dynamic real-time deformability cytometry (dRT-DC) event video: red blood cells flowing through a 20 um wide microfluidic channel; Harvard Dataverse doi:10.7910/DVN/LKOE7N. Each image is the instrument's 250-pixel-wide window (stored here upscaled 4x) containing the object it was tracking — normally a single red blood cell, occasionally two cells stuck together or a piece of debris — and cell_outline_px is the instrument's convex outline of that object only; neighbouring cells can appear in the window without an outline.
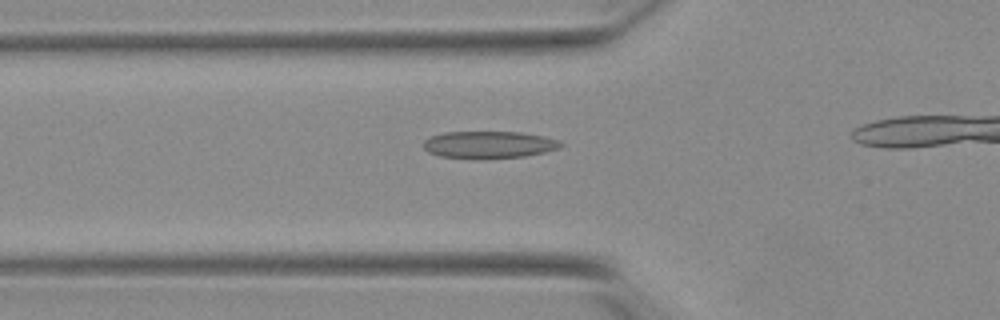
{"species": "Egyptian fruit bat (a non-hibernating species)", "species_latin": "Rousettus aegyptiacus", "temperature_condition": "warm", "stored_images_in_passage": 15, "camera_frame_rate_fps": 3000, "um_per_image_px": 0.085, "animal": {"sex": "female"}, "frame": {"image": 1, "passage_image": 7, "time_ms": 2.0, "image_size_px": [1000, 320], "cell_outline_px": [[564, 144], [560, 148], [544, 152], [524, 156], [440, 156], [428, 152], [424, 148], [424, 140], [432, 136], [444, 132], [520, 132], [544, 136], [560, 140]], "centroid_in_image_um": [41.61, 12.25], "position_along_channel_um": 84.2, "area_um2": 20.81}}
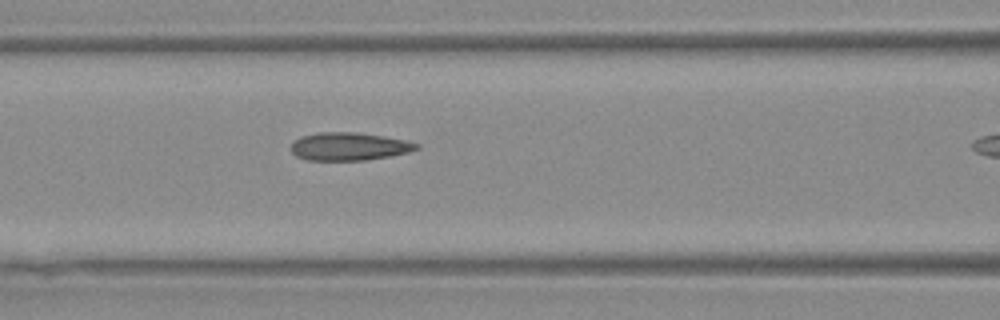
{"frame": {"image": 2, "passage_image": 11, "time_ms": 3.333, "image_size_px": [1000, 320], "cell_outline_px": [[420, 148], [408, 152], [388, 156], [364, 160], [308, 160], [296, 156], [292, 152], [292, 140], [300, 136], [320, 132], [360, 132], [408, 140], [420, 144]], "centroid_in_image_um": [29.68, 12.43], "position_along_channel_um": 136.9, "area_um2": 20.58}}